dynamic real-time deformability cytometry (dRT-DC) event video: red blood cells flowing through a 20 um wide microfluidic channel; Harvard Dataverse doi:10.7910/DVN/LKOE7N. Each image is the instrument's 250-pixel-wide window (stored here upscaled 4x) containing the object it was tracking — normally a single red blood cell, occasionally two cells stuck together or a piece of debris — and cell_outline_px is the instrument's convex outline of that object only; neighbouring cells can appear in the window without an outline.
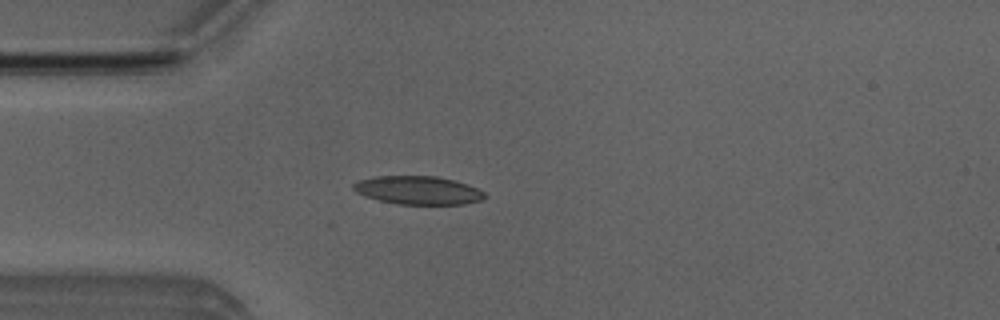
{"species": "Egyptian fruit bat (a non-hibernating species)", "species_latin": "Rousettus aegyptiacus", "temperature_condition": "room temperature", "stored_images_in_passage": 51, "camera_frame_rate_fps": 3000, "um_per_image_px": 0.085, "animal": {"sex": "male"}, "frame": {"image": 1, "passage_image": 13, "time_ms": 4.0, "image_size_px": [1000, 320], "cell_outline_px": [[488, 196], [480, 200], [464, 204], [396, 204], [364, 196], [356, 192], [352, 188], [352, 184], [356, 180], [372, 176], [436, 176], [468, 184], [484, 192]], "centroid_in_image_um": [35.49, 16.16], "position_along_channel_um": 49.5, "area_um2": 21.79}}
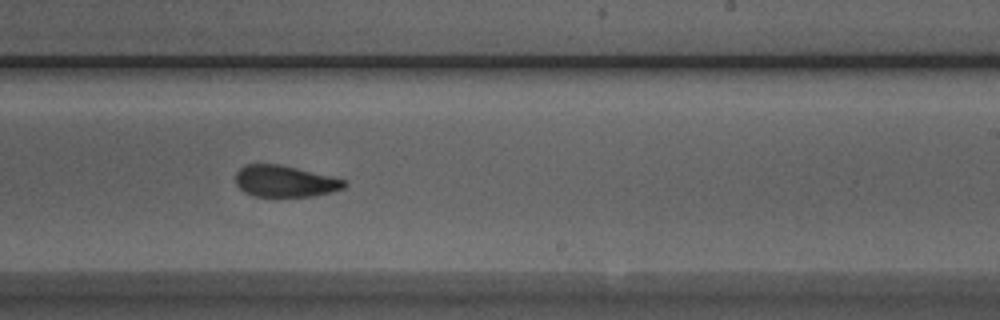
{"frame": {"image": 2, "passage_image": 30, "time_ms": 9.667, "image_size_px": [1000, 320], "cell_outline_px": [[348, 184], [344, 188], [332, 192], [312, 196], [256, 196], [244, 192], [236, 184], [236, 172], [244, 164], [280, 164], [332, 176], [344, 180]], "centroid_in_image_um": [24.22, 15.4], "position_along_channel_um": 264.8, "area_um2": 19.94}}
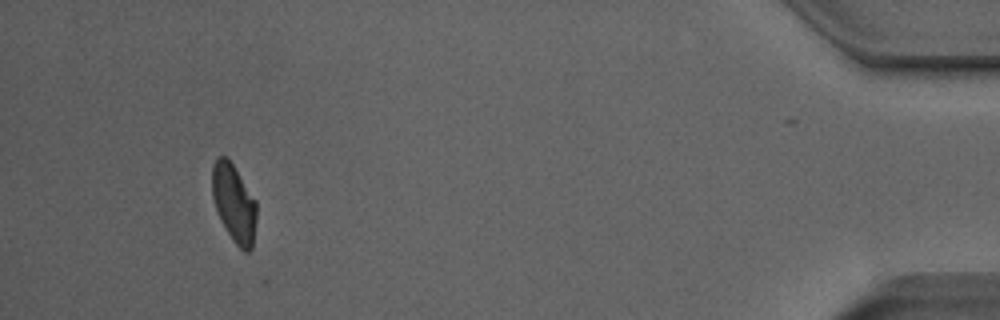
{"frame": {"image": 3, "passage_image": 47, "time_ms": 15.333, "image_size_px": [1000, 320], "cell_outline_px": [[256, 220], [252, 248], [248, 252], [244, 252], [232, 240], [216, 208], [212, 196], [212, 168], [216, 160], [220, 156], [224, 156], [232, 164], [256, 200]], "centroid_in_image_um": [19.9, 17.29], "position_along_channel_um": 415.3, "area_um2": 19.71}, "authors_computed_cell_mechanics": {"area_um2": 21.2704, "velocity_mm_per_s": 3.9724, "shape_relaxation_time_tau1_ms": 9.3646, "shape_relaxation_time_tau2_ms": 1.6912, "deformation_change_tau1": 0.2276, "deformation_change_tau2": 0.0759}}